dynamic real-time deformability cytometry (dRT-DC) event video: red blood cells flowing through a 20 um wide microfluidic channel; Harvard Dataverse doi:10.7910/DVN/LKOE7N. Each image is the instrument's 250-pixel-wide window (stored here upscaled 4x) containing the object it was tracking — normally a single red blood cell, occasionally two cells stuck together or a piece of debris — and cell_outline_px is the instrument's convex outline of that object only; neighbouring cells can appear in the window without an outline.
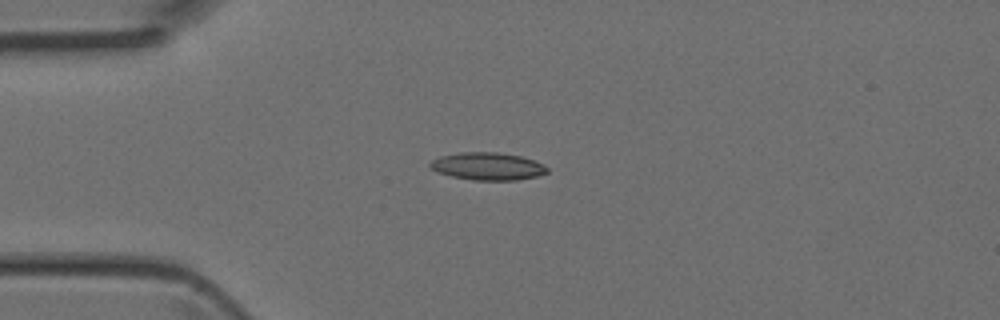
{"species": "Egyptian fruit bat (a non-hibernating species)", "species_latin": "Rousettus aegyptiacus", "temperature_condition": "room temperature", "stored_images_in_passage": 6, "camera_frame_rate_fps": 3000, "um_per_image_px": 0.085, "animal": {"sex": "female"}, "frame": {"image": 1, "passage_image": 4, "time_ms": 1.0, "image_size_px": [1000, 320], "cell_outline_px": [[548, 172], [536, 176], [516, 180], [472, 180], [452, 176], [440, 172], [432, 168], [428, 164], [432, 160], [440, 156], [460, 152], [496, 152], [520, 156], [544, 164], [548, 168]], "centroid_in_image_um": [41.46, 14.13], "position_along_channel_um": 43.5, "area_um2": 18.61}}
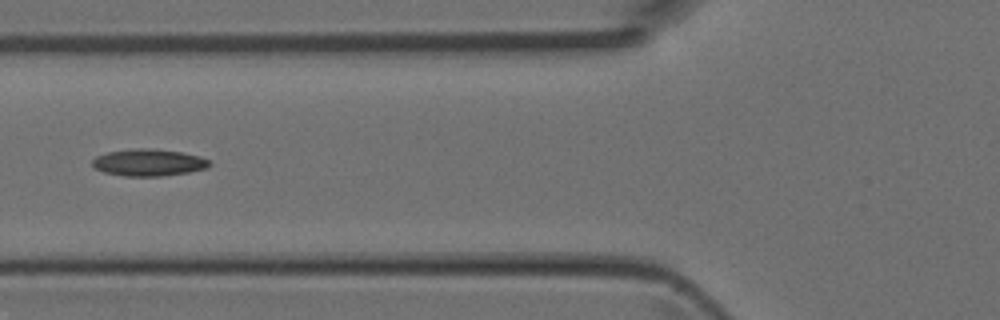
{"frame": {"image": 2, "passage_image": 6, "time_ms": 1.667, "image_size_px": [1000, 320], "cell_outline_px": [[212, 164], [208, 168], [188, 172], [160, 176], [124, 176], [104, 172], [96, 168], [92, 164], [92, 160], [96, 156], [108, 152], [136, 148], [152, 148], [180, 152], [200, 156], [208, 160]], "centroid_in_image_um": [12.64, 13.81], "position_along_channel_um": 113.2, "area_um2": 18.32}}